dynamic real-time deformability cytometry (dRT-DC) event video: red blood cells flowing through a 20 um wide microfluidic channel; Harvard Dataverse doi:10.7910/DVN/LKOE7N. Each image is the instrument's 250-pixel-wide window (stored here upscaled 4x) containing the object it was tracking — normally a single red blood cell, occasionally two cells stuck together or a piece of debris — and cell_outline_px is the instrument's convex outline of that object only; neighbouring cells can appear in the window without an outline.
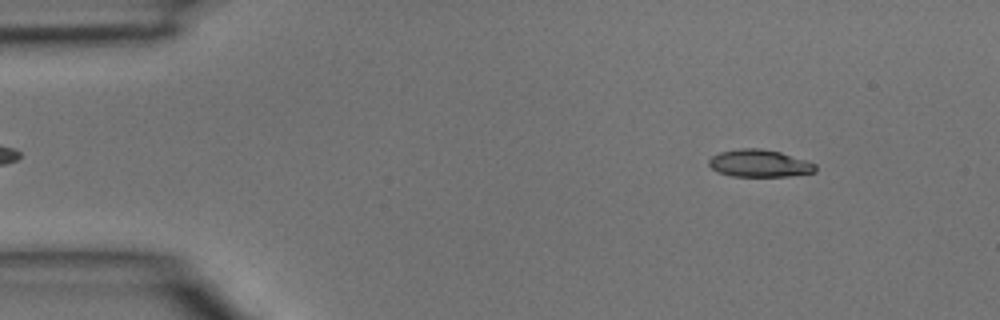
{"species": "common noctule bat (a hibernating species)", "species_latin": "Nyctalus noctula", "temperature_condition": "room temperature", "stored_images_in_passage": 4, "camera_frame_rate_fps": 3000, "um_per_image_px": 0.085, "animal": {"sex": "male", "body_mass_g": 15.6}, "frame": {"image": 1, "passage_image": 2, "time_ms": 0.333, "image_size_px": [1000, 320], "cell_outline_px": [[816, 172], [788, 176], [732, 176], [716, 172], [708, 164], [708, 160], [712, 156], [720, 152], [740, 148], [760, 148], [780, 152], [816, 164]], "centroid_in_image_um": [64.52, 13.89], "position_along_channel_um": 20.5, "area_um2": 16.94}}